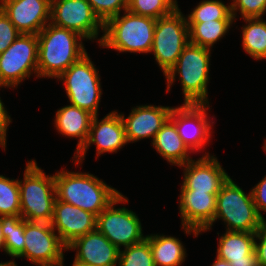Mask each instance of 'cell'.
I'll return each instance as SVG.
<instances>
[{
	"label": "cell",
	"mask_w": 266,
	"mask_h": 266,
	"mask_svg": "<svg viewBox=\"0 0 266 266\" xmlns=\"http://www.w3.org/2000/svg\"><path fill=\"white\" fill-rule=\"evenodd\" d=\"M38 77L57 79L87 51L75 31L48 23L38 34Z\"/></svg>",
	"instance_id": "cell-1"
},
{
	"label": "cell",
	"mask_w": 266,
	"mask_h": 266,
	"mask_svg": "<svg viewBox=\"0 0 266 266\" xmlns=\"http://www.w3.org/2000/svg\"><path fill=\"white\" fill-rule=\"evenodd\" d=\"M54 175L56 198L98 216L121 192L88 172H69Z\"/></svg>",
	"instance_id": "cell-2"
},
{
	"label": "cell",
	"mask_w": 266,
	"mask_h": 266,
	"mask_svg": "<svg viewBox=\"0 0 266 266\" xmlns=\"http://www.w3.org/2000/svg\"><path fill=\"white\" fill-rule=\"evenodd\" d=\"M211 50L188 43L176 64L165 74L168 93L179 75L184 104H209L208 83L210 81Z\"/></svg>",
	"instance_id": "cell-3"
},
{
	"label": "cell",
	"mask_w": 266,
	"mask_h": 266,
	"mask_svg": "<svg viewBox=\"0 0 266 266\" xmlns=\"http://www.w3.org/2000/svg\"><path fill=\"white\" fill-rule=\"evenodd\" d=\"M104 23L100 45L115 51L151 53L156 19L140 16L128 10Z\"/></svg>",
	"instance_id": "cell-4"
},
{
	"label": "cell",
	"mask_w": 266,
	"mask_h": 266,
	"mask_svg": "<svg viewBox=\"0 0 266 266\" xmlns=\"http://www.w3.org/2000/svg\"><path fill=\"white\" fill-rule=\"evenodd\" d=\"M23 176V180L18 179L21 217L31 222L51 223L57 199L54 174L46 175L36 160L31 159Z\"/></svg>",
	"instance_id": "cell-5"
},
{
	"label": "cell",
	"mask_w": 266,
	"mask_h": 266,
	"mask_svg": "<svg viewBox=\"0 0 266 266\" xmlns=\"http://www.w3.org/2000/svg\"><path fill=\"white\" fill-rule=\"evenodd\" d=\"M218 219L224 222L226 231L249 233H255L264 221L258 214L252 191L246 194L231 177L221 186L213 221L202 232L211 230Z\"/></svg>",
	"instance_id": "cell-6"
},
{
	"label": "cell",
	"mask_w": 266,
	"mask_h": 266,
	"mask_svg": "<svg viewBox=\"0 0 266 266\" xmlns=\"http://www.w3.org/2000/svg\"><path fill=\"white\" fill-rule=\"evenodd\" d=\"M98 72L87 53L57 78L63 81L70 104L94 116L98 115L102 95Z\"/></svg>",
	"instance_id": "cell-7"
},
{
	"label": "cell",
	"mask_w": 266,
	"mask_h": 266,
	"mask_svg": "<svg viewBox=\"0 0 266 266\" xmlns=\"http://www.w3.org/2000/svg\"><path fill=\"white\" fill-rule=\"evenodd\" d=\"M188 43L189 27L179 7L156 20L151 53L164 76L176 64Z\"/></svg>",
	"instance_id": "cell-8"
},
{
	"label": "cell",
	"mask_w": 266,
	"mask_h": 266,
	"mask_svg": "<svg viewBox=\"0 0 266 266\" xmlns=\"http://www.w3.org/2000/svg\"><path fill=\"white\" fill-rule=\"evenodd\" d=\"M119 203H128L122 193L97 216L96 222V229L118 249L140 243L146 238L138 215L125 207L115 208Z\"/></svg>",
	"instance_id": "cell-9"
},
{
	"label": "cell",
	"mask_w": 266,
	"mask_h": 266,
	"mask_svg": "<svg viewBox=\"0 0 266 266\" xmlns=\"http://www.w3.org/2000/svg\"><path fill=\"white\" fill-rule=\"evenodd\" d=\"M32 74L38 78V38L21 33L0 53V84L15 88Z\"/></svg>",
	"instance_id": "cell-10"
},
{
	"label": "cell",
	"mask_w": 266,
	"mask_h": 266,
	"mask_svg": "<svg viewBox=\"0 0 266 266\" xmlns=\"http://www.w3.org/2000/svg\"><path fill=\"white\" fill-rule=\"evenodd\" d=\"M24 237V251L17 259L25 257L36 266H60L64 262L63 252L67 251L66 246L51 223L25 220Z\"/></svg>",
	"instance_id": "cell-11"
},
{
	"label": "cell",
	"mask_w": 266,
	"mask_h": 266,
	"mask_svg": "<svg viewBox=\"0 0 266 266\" xmlns=\"http://www.w3.org/2000/svg\"><path fill=\"white\" fill-rule=\"evenodd\" d=\"M50 23L77 32L86 40H98L104 23L87 0H51ZM101 29V31H100Z\"/></svg>",
	"instance_id": "cell-12"
},
{
	"label": "cell",
	"mask_w": 266,
	"mask_h": 266,
	"mask_svg": "<svg viewBox=\"0 0 266 266\" xmlns=\"http://www.w3.org/2000/svg\"><path fill=\"white\" fill-rule=\"evenodd\" d=\"M209 108V104L183 103L171 110L169 119L175 124L178 134L193 153L205 150L204 146L209 144L214 124L207 113Z\"/></svg>",
	"instance_id": "cell-13"
},
{
	"label": "cell",
	"mask_w": 266,
	"mask_h": 266,
	"mask_svg": "<svg viewBox=\"0 0 266 266\" xmlns=\"http://www.w3.org/2000/svg\"><path fill=\"white\" fill-rule=\"evenodd\" d=\"M128 143L125 127L121 115L118 111H111L103 119L98 120V115L94 116L91 122L89 136L83 148L73 156L74 164H82L87 150L92 144H96V159L101 154L117 153Z\"/></svg>",
	"instance_id": "cell-14"
},
{
	"label": "cell",
	"mask_w": 266,
	"mask_h": 266,
	"mask_svg": "<svg viewBox=\"0 0 266 266\" xmlns=\"http://www.w3.org/2000/svg\"><path fill=\"white\" fill-rule=\"evenodd\" d=\"M179 213L182 229L187 235L199 234L213 221L216 211L217 194L196 190H181Z\"/></svg>",
	"instance_id": "cell-15"
},
{
	"label": "cell",
	"mask_w": 266,
	"mask_h": 266,
	"mask_svg": "<svg viewBox=\"0 0 266 266\" xmlns=\"http://www.w3.org/2000/svg\"><path fill=\"white\" fill-rule=\"evenodd\" d=\"M183 170V182L180 190H196L218 194L221 186L230 177L222 168L219 160L205 152L197 160H190L180 165Z\"/></svg>",
	"instance_id": "cell-16"
},
{
	"label": "cell",
	"mask_w": 266,
	"mask_h": 266,
	"mask_svg": "<svg viewBox=\"0 0 266 266\" xmlns=\"http://www.w3.org/2000/svg\"><path fill=\"white\" fill-rule=\"evenodd\" d=\"M0 8L24 34H38L49 22L51 0H0Z\"/></svg>",
	"instance_id": "cell-17"
},
{
	"label": "cell",
	"mask_w": 266,
	"mask_h": 266,
	"mask_svg": "<svg viewBox=\"0 0 266 266\" xmlns=\"http://www.w3.org/2000/svg\"><path fill=\"white\" fill-rule=\"evenodd\" d=\"M97 216L72 204L56 199L52 228L67 247L75 239L96 229Z\"/></svg>",
	"instance_id": "cell-18"
},
{
	"label": "cell",
	"mask_w": 266,
	"mask_h": 266,
	"mask_svg": "<svg viewBox=\"0 0 266 266\" xmlns=\"http://www.w3.org/2000/svg\"><path fill=\"white\" fill-rule=\"evenodd\" d=\"M172 108L145 104L132 107L127 118L123 113H119L124 123L128 143L146 138L152 139V143L157 132L169 119Z\"/></svg>",
	"instance_id": "cell-19"
},
{
	"label": "cell",
	"mask_w": 266,
	"mask_h": 266,
	"mask_svg": "<svg viewBox=\"0 0 266 266\" xmlns=\"http://www.w3.org/2000/svg\"><path fill=\"white\" fill-rule=\"evenodd\" d=\"M66 250H76L74 261L90 266H117L119 249L97 229L75 239Z\"/></svg>",
	"instance_id": "cell-20"
},
{
	"label": "cell",
	"mask_w": 266,
	"mask_h": 266,
	"mask_svg": "<svg viewBox=\"0 0 266 266\" xmlns=\"http://www.w3.org/2000/svg\"><path fill=\"white\" fill-rule=\"evenodd\" d=\"M218 242L216 256L231 266H258L255 233L225 231Z\"/></svg>",
	"instance_id": "cell-21"
},
{
	"label": "cell",
	"mask_w": 266,
	"mask_h": 266,
	"mask_svg": "<svg viewBox=\"0 0 266 266\" xmlns=\"http://www.w3.org/2000/svg\"><path fill=\"white\" fill-rule=\"evenodd\" d=\"M94 115L74 105H67L56 111L54 127L58 133L68 138H78L77 148L74 155L78 153L87 142L91 122Z\"/></svg>",
	"instance_id": "cell-22"
},
{
	"label": "cell",
	"mask_w": 266,
	"mask_h": 266,
	"mask_svg": "<svg viewBox=\"0 0 266 266\" xmlns=\"http://www.w3.org/2000/svg\"><path fill=\"white\" fill-rule=\"evenodd\" d=\"M152 146L169 164L183 165L192 160L189 153H193L178 134L175 124L168 119L157 132Z\"/></svg>",
	"instance_id": "cell-23"
},
{
	"label": "cell",
	"mask_w": 266,
	"mask_h": 266,
	"mask_svg": "<svg viewBox=\"0 0 266 266\" xmlns=\"http://www.w3.org/2000/svg\"><path fill=\"white\" fill-rule=\"evenodd\" d=\"M155 266H181L186 259V248L179 238L161 234L146 235Z\"/></svg>",
	"instance_id": "cell-24"
},
{
	"label": "cell",
	"mask_w": 266,
	"mask_h": 266,
	"mask_svg": "<svg viewBox=\"0 0 266 266\" xmlns=\"http://www.w3.org/2000/svg\"><path fill=\"white\" fill-rule=\"evenodd\" d=\"M235 20H212L205 22H187L189 42L209 49L220 41L232 27Z\"/></svg>",
	"instance_id": "cell-25"
},
{
	"label": "cell",
	"mask_w": 266,
	"mask_h": 266,
	"mask_svg": "<svg viewBox=\"0 0 266 266\" xmlns=\"http://www.w3.org/2000/svg\"><path fill=\"white\" fill-rule=\"evenodd\" d=\"M242 46L255 60L266 59V21L262 17L243 18Z\"/></svg>",
	"instance_id": "cell-26"
},
{
	"label": "cell",
	"mask_w": 266,
	"mask_h": 266,
	"mask_svg": "<svg viewBox=\"0 0 266 266\" xmlns=\"http://www.w3.org/2000/svg\"><path fill=\"white\" fill-rule=\"evenodd\" d=\"M25 220L21 215L2 216V232L5 237L6 254L17 258L25 247Z\"/></svg>",
	"instance_id": "cell-27"
},
{
	"label": "cell",
	"mask_w": 266,
	"mask_h": 266,
	"mask_svg": "<svg viewBox=\"0 0 266 266\" xmlns=\"http://www.w3.org/2000/svg\"><path fill=\"white\" fill-rule=\"evenodd\" d=\"M187 22H205L214 20H234L231 5L222 0H202L186 17Z\"/></svg>",
	"instance_id": "cell-28"
},
{
	"label": "cell",
	"mask_w": 266,
	"mask_h": 266,
	"mask_svg": "<svg viewBox=\"0 0 266 266\" xmlns=\"http://www.w3.org/2000/svg\"><path fill=\"white\" fill-rule=\"evenodd\" d=\"M177 0H132L127 10L133 14L158 19L178 8Z\"/></svg>",
	"instance_id": "cell-29"
},
{
	"label": "cell",
	"mask_w": 266,
	"mask_h": 266,
	"mask_svg": "<svg viewBox=\"0 0 266 266\" xmlns=\"http://www.w3.org/2000/svg\"><path fill=\"white\" fill-rule=\"evenodd\" d=\"M20 214L18 179H10L0 175V216Z\"/></svg>",
	"instance_id": "cell-30"
},
{
	"label": "cell",
	"mask_w": 266,
	"mask_h": 266,
	"mask_svg": "<svg viewBox=\"0 0 266 266\" xmlns=\"http://www.w3.org/2000/svg\"><path fill=\"white\" fill-rule=\"evenodd\" d=\"M118 266H155L149 241L119 249Z\"/></svg>",
	"instance_id": "cell-31"
},
{
	"label": "cell",
	"mask_w": 266,
	"mask_h": 266,
	"mask_svg": "<svg viewBox=\"0 0 266 266\" xmlns=\"http://www.w3.org/2000/svg\"><path fill=\"white\" fill-rule=\"evenodd\" d=\"M95 14L105 23L128 8L127 0H87Z\"/></svg>",
	"instance_id": "cell-32"
},
{
	"label": "cell",
	"mask_w": 266,
	"mask_h": 266,
	"mask_svg": "<svg viewBox=\"0 0 266 266\" xmlns=\"http://www.w3.org/2000/svg\"><path fill=\"white\" fill-rule=\"evenodd\" d=\"M231 14L236 21L239 12L242 18L263 17L266 12V0H232Z\"/></svg>",
	"instance_id": "cell-33"
},
{
	"label": "cell",
	"mask_w": 266,
	"mask_h": 266,
	"mask_svg": "<svg viewBox=\"0 0 266 266\" xmlns=\"http://www.w3.org/2000/svg\"><path fill=\"white\" fill-rule=\"evenodd\" d=\"M21 32L11 23L8 16L0 8V53L4 52Z\"/></svg>",
	"instance_id": "cell-34"
},
{
	"label": "cell",
	"mask_w": 266,
	"mask_h": 266,
	"mask_svg": "<svg viewBox=\"0 0 266 266\" xmlns=\"http://www.w3.org/2000/svg\"><path fill=\"white\" fill-rule=\"evenodd\" d=\"M255 252L258 266H266V219L255 232Z\"/></svg>",
	"instance_id": "cell-35"
},
{
	"label": "cell",
	"mask_w": 266,
	"mask_h": 266,
	"mask_svg": "<svg viewBox=\"0 0 266 266\" xmlns=\"http://www.w3.org/2000/svg\"><path fill=\"white\" fill-rule=\"evenodd\" d=\"M251 191L258 214L265 220L262 211L266 213V175L251 189Z\"/></svg>",
	"instance_id": "cell-36"
},
{
	"label": "cell",
	"mask_w": 266,
	"mask_h": 266,
	"mask_svg": "<svg viewBox=\"0 0 266 266\" xmlns=\"http://www.w3.org/2000/svg\"><path fill=\"white\" fill-rule=\"evenodd\" d=\"M7 87L6 85L0 84V88ZM12 122L11 116L8 114L4 103L1 100L0 97V146L5 151L6 149V137H7V130Z\"/></svg>",
	"instance_id": "cell-37"
},
{
	"label": "cell",
	"mask_w": 266,
	"mask_h": 266,
	"mask_svg": "<svg viewBox=\"0 0 266 266\" xmlns=\"http://www.w3.org/2000/svg\"><path fill=\"white\" fill-rule=\"evenodd\" d=\"M0 249L6 253L5 237L2 232V216H0Z\"/></svg>",
	"instance_id": "cell-38"
},
{
	"label": "cell",
	"mask_w": 266,
	"mask_h": 266,
	"mask_svg": "<svg viewBox=\"0 0 266 266\" xmlns=\"http://www.w3.org/2000/svg\"><path fill=\"white\" fill-rule=\"evenodd\" d=\"M211 266H231L229 262L222 260L216 256V259Z\"/></svg>",
	"instance_id": "cell-39"
},
{
	"label": "cell",
	"mask_w": 266,
	"mask_h": 266,
	"mask_svg": "<svg viewBox=\"0 0 266 266\" xmlns=\"http://www.w3.org/2000/svg\"><path fill=\"white\" fill-rule=\"evenodd\" d=\"M15 258H12V260L8 262H1L0 266H18L14 260Z\"/></svg>",
	"instance_id": "cell-40"
},
{
	"label": "cell",
	"mask_w": 266,
	"mask_h": 266,
	"mask_svg": "<svg viewBox=\"0 0 266 266\" xmlns=\"http://www.w3.org/2000/svg\"><path fill=\"white\" fill-rule=\"evenodd\" d=\"M72 266H90V265H86V264H82L80 262L73 261Z\"/></svg>",
	"instance_id": "cell-41"
},
{
	"label": "cell",
	"mask_w": 266,
	"mask_h": 266,
	"mask_svg": "<svg viewBox=\"0 0 266 266\" xmlns=\"http://www.w3.org/2000/svg\"><path fill=\"white\" fill-rule=\"evenodd\" d=\"M265 141H264V145H263V149H264V151L266 152V139H264Z\"/></svg>",
	"instance_id": "cell-42"
}]
</instances>
